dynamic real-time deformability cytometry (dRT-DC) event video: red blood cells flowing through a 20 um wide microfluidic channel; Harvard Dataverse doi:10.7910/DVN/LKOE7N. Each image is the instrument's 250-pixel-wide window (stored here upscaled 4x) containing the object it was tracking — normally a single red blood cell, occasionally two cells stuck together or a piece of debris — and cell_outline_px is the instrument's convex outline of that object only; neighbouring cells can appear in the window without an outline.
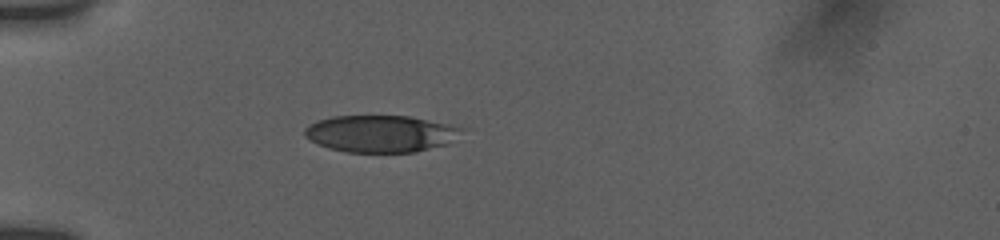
{"species": "human", "species_latin": "Homo sapiens", "temperature_condition": "room temperature", "stored_images_in_passage": 29, "camera_frame_rate_fps": 3000, "um_per_image_px": 0.085, "donor": {"sex": "female"}, "frame": {"image": 1, "passage_image": 1, "time_ms": 0.0, "image_size_px": [1000, 240], "cell_outline_px": [[460, 128], [448, 144], [416, 152], [348, 152], [328, 148], [316, 144], [304, 136], [304, 128], [308, 124], [316, 120], [332, 116], [408, 116]], "centroid_in_image_um": [32.19, 11.37], "position_along_channel_um": 52.8, "area_um2": 33.29}}
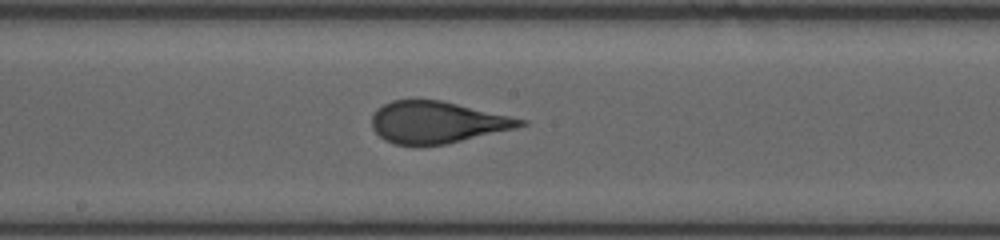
{"frame": {"image": 2, "passage_image": 16, "time_ms": 4.667, "image_size_px": [1000, 240], "cell_outline_px": [[528, 124], [516, 128], [444, 144], [396, 144], [384, 140], [372, 128], [372, 116], [376, 108], [392, 100], [440, 100], [528, 120]], "centroid_in_image_um": [37.14, 10.38], "position_along_channel_um": 211.1, "area_um2": 35.66}}
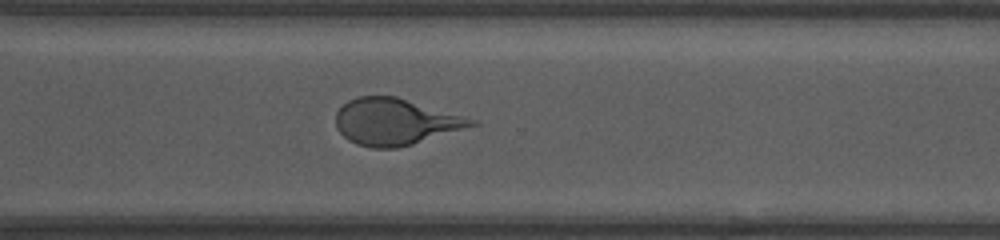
{"frame": {"image": 3, "passage_image": 28, "time_ms": 8.0, "image_size_px": [1000, 240], "cell_outline_px": [[480, 124], [412, 144], [396, 148], [372, 148], [356, 144], [348, 140], [336, 128], [336, 112], [348, 100], [356, 96], [396, 96], [476, 120]], "centroid_in_image_um": [33.56, 10.35], "position_along_channel_um": 337.0, "area_um2": 36.53}}